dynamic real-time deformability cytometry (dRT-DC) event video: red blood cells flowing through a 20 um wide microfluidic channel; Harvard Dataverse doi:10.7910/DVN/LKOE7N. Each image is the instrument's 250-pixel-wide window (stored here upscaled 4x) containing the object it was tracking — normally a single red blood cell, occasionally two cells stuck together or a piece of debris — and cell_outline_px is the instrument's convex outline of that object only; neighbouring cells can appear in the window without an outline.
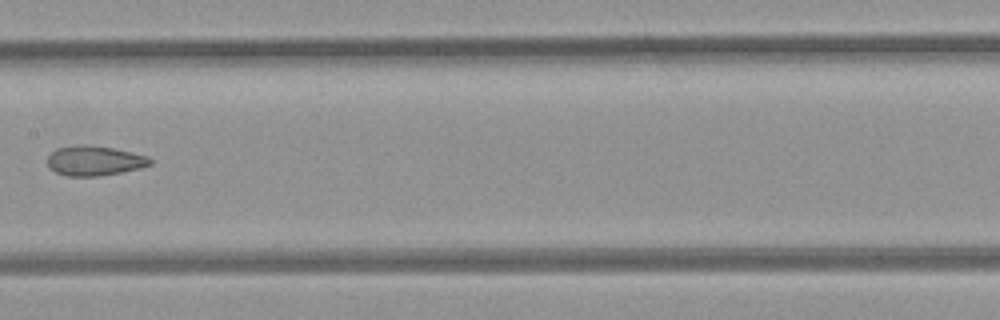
{"species": "common noctule bat (a hibernating species)", "species_latin": "Nyctalus noctula", "temperature_condition": "room temperature", "stored_images_in_passage": 7, "camera_frame_rate_fps": 3000, "um_per_image_px": 0.085, "animal": {"sex": "female", "body_mass_g": 21.9}, "frame": {"image": 1, "passage_image": 7, "time_ms": 2.0, "image_size_px": [1000, 320], "cell_outline_px": [[152, 164], [140, 168], [120, 172], [96, 176], [68, 176], [56, 172], [48, 168], [48, 156], [56, 148], [112, 148], [132, 152], [148, 156], [152, 160]], "centroid_in_image_um": [8.07, 13.71], "position_along_channel_um": 199.3, "area_um2": 16.94}}